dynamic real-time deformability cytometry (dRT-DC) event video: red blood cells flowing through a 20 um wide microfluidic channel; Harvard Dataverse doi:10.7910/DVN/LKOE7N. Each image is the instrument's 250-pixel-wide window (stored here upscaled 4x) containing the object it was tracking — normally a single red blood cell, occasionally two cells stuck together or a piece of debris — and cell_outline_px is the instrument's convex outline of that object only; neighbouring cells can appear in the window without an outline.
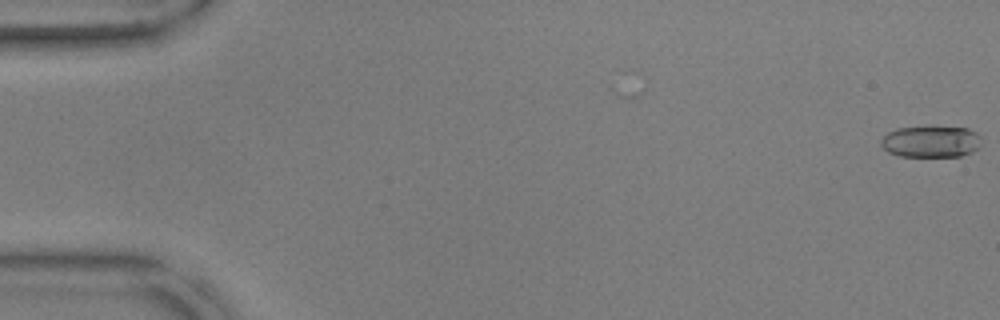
{"species": "common noctule bat (a hibernating species)", "species_latin": "Nyctalus noctula", "temperature_condition": "warm", "stored_images_in_passage": 57, "camera_frame_rate_fps": 3000, "um_per_image_px": 0.085, "animal": {"sex": "male", "body_mass_g": 17.9, "forearm_length_mm": 54.2}, "frame": {"image": 1, "passage_image": 1, "time_ms": 0.0, "image_size_px": [1000, 320], "cell_outline_px": [[980, 148], [972, 152], [960, 156], [900, 156], [888, 152], [880, 144], [880, 140], [888, 132], [896, 128], [928, 124], [968, 128], [976, 132], [980, 136]], "centroid_in_image_um": [79.13, 11.98], "position_along_channel_um": 5.9, "area_um2": 19.25}}
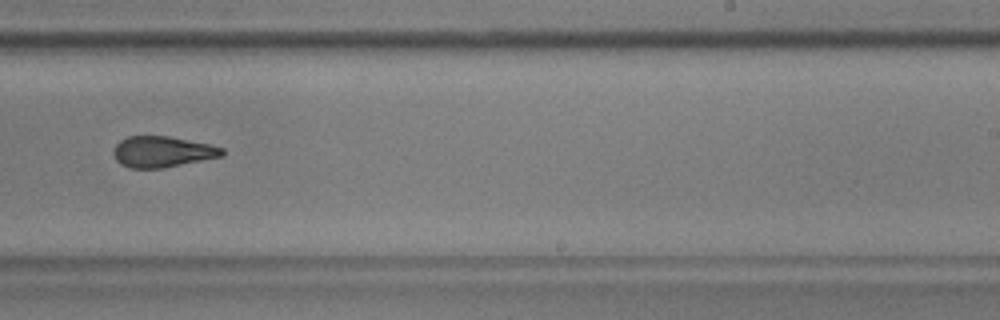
{"frame": {"image": 2, "passage_image": 36, "time_ms": 11.667, "image_size_px": [1000, 320], "cell_outline_px": [[224, 156], [164, 168], [132, 168], [120, 164], [116, 160], [112, 152], [116, 144], [120, 140], [128, 136], [168, 136], [208, 144], [224, 148]], "centroid_in_image_um": [13.79, 12.9], "position_along_channel_um": 275.2, "area_um2": 19.65}}
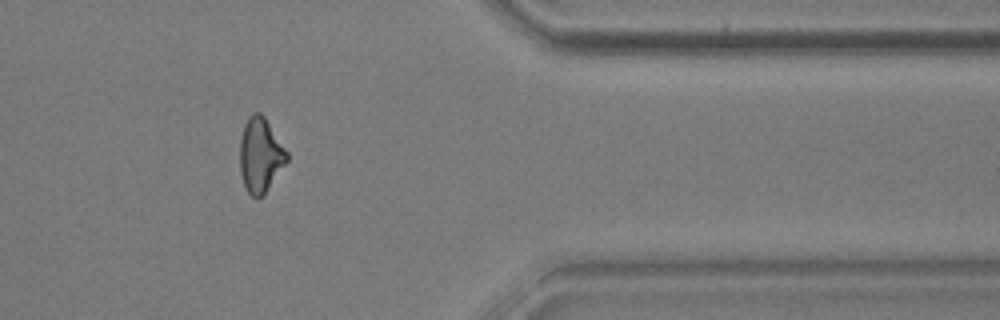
{"frame": {"image": 3, "passage_image": 47, "time_ms": 15.333, "image_size_px": [1000, 320], "cell_outline_px": [[288, 160], [260, 200], [256, 200], [248, 192], [244, 184], [240, 172], [240, 140], [244, 124], [248, 116], [252, 112], [260, 112], [264, 116], [288, 152]], "centroid_in_image_um": [22.12, 13.19], "position_along_channel_um": 389.3, "area_um2": 20.52}, "authors_computed_cell_mechanics": {"area_um2": 19.941, "velocity_mm_per_s": 3.609, "shape_relaxation_time_tau1_ms": 11.3125, "shape_relaxation_time_tau2_ms": 1.7934, "deformation_change_tau1": 0.2985, "deformation_change_tau2": 0.1043}}